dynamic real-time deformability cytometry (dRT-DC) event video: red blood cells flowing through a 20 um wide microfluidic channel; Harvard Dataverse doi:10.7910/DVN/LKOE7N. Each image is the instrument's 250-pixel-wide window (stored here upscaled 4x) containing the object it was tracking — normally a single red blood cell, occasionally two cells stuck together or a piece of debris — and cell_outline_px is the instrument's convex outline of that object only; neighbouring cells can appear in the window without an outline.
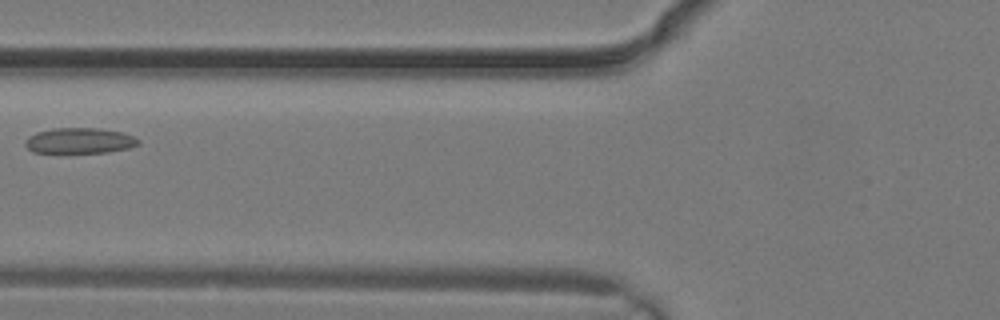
{"species": "common noctule bat (a hibernating species)", "species_latin": "Nyctalus noctula", "temperature_condition": "warm", "stored_images_in_passage": 5, "camera_frame_rate_fps": 3000, "um_per_image_px": 0.085, "animal": {"sex": "male", "body_mass_g": 19.2, "forearm_length_mm": 51.8}, "frame": {"image": 1, "passage_image": 5, "time_ms": 1.333, "image_size_px": [1000, 320], "cell_outline_px": [[140, 144], [128, 148], [108, 152], [32, 152], [24, 144], [28, 136], [36, 132], [52, 128], [100, 128], [124, 132], [140, 140]], "centroid_in_image_um": [6.77, 11.94], "position_along_channel_um": 119.0, "area_um2": 16.88}}